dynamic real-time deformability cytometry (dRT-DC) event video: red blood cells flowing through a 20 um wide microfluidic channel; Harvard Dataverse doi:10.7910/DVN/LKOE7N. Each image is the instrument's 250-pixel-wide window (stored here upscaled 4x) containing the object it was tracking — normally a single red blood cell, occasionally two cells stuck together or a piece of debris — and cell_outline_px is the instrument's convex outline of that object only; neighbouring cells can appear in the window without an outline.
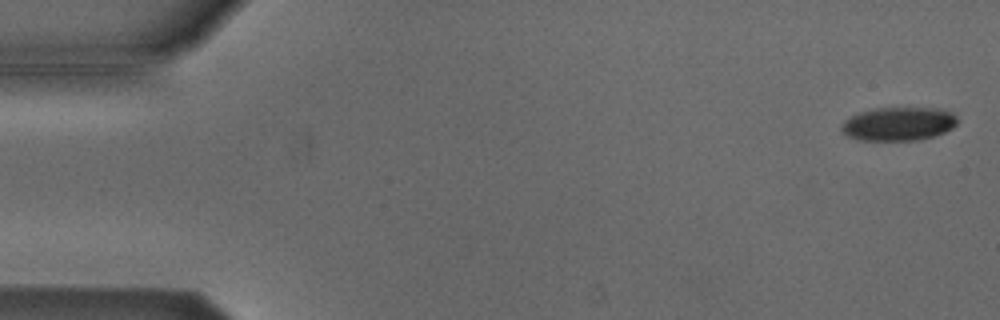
{"species": "Egyptian fruit bat (a non-hibernating species)", "species_latin": "Rousettus aegyptiacus", "temperature_condition": "cold", "stored_images_in_passage": 16, "camera_frame_rate_fps": 3000, "um_per_image_px": 0.085, "animal": {"sex": "male"}, "frame": {"image": 1, "passage_image": 2, "time_ms": 0.333, "image_size_px": [1000, 320], "cell_outline_px": [[960, 120], [952, 128], [944, 132], [920, 140], [856, 140], [848, 136], [840, 128], [844, 120], [860, 112], [876, 108], [936, 108], [952, 112]], "centroid_in_image_um": [76.39, 10.53], "position_along_channel_um": 8.6, "area_um2": 22.66}}
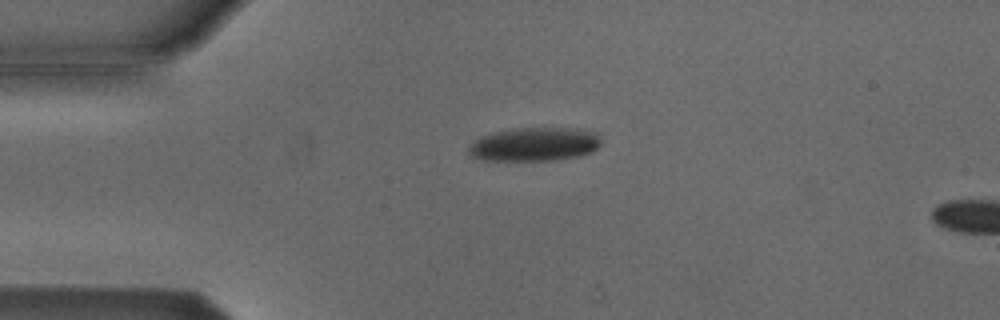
{"frame": {"image": 2, "passage_image": 13, "time_ms": 4.0, "image_size_px": [1000, 320], "cell_outline_px": [[600, 144], [592, 152], [580, 156], [556, 160], [484, 160], [472, 156], [468, 152], [468, 144], [480, 136], [492, 132], [512, 128], [576, 128], [596, 132], [600, 140]], "centroid_in_image_um": [45.41, 12.26], "position_along_channel_um": 39.6, "area_um2": 26.24}}